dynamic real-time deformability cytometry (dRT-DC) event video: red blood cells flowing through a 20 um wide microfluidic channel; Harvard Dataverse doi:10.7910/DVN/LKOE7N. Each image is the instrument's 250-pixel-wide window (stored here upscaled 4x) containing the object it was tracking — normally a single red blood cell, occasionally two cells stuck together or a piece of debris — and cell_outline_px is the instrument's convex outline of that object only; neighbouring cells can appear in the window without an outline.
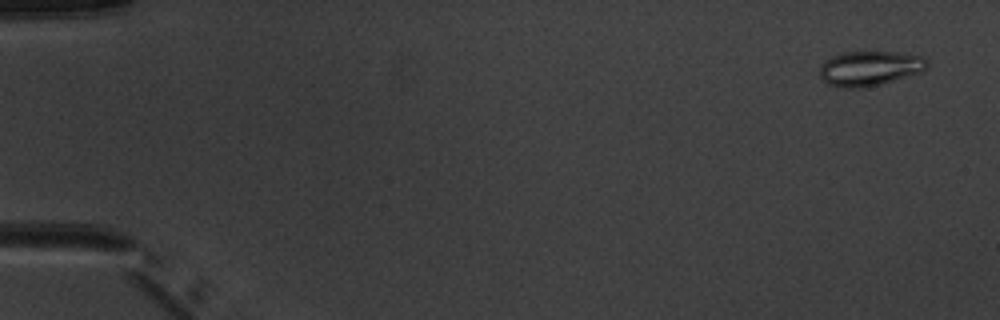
{"species": "common noctule bat (a hibernating species)", "species_latin": "Nyctalus noctula", "temperature_condition": "warm", "stored_images_in_passage": 9, "camera_frame_rate_fps": 3000, "um_per_image_px": 0.085, "animal": {"sex": "male", "body_mass_g": 20.1, "forearm_length_mm": 53.5}, "frame": {"image": 1, "passage_image": 1, "time_ms": 0.0, "image_size_px": [1000, 320], "cell_outline_px": [[928, 64], [924, 72], [880, 84], [864, 88], [844, 88], [828, 84], [820, 76], [820, 64], [832, 56], [840, 52], [900, 52], [924, 56], [928, 60]], "centroid_in_image_um": [73.96, 5.8], "position_along_channel_um": 11.0, "area_um2": 22.08}}
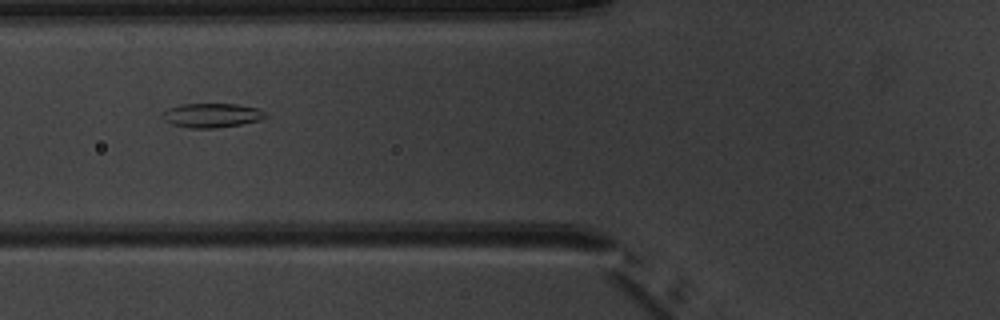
{"frame": {"image": 2, "passage_image": 6, "time_ms": 6.0, "image_size_px": [1000, 320], "cell_outline_px": [[268, 116], [260, 120], [240, 124], [212, 128], [188, 128], [172, 124], [164, 120], [160, 116], [168, 108], [180, 104], [236, 104], [260, 108]], "centroid_in_image_um": [17.99, 9.8], "position_along_channel_um": 107.8, "area_um2": 14.57}}
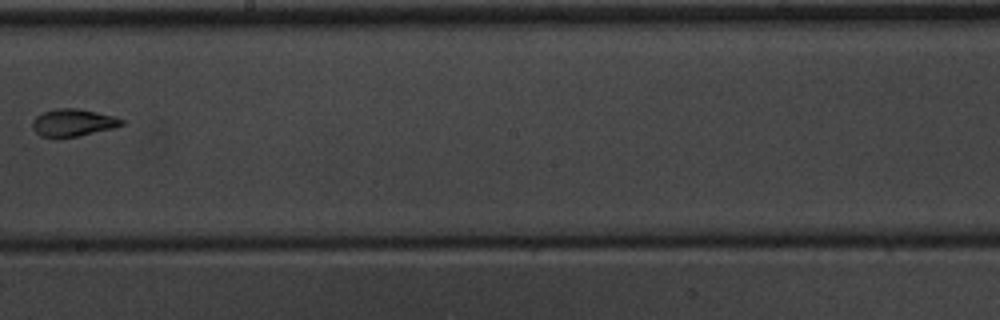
{"frame": {"image": 3, "passage_image": 9, "time_ms": 9.333, "image_size_px": [1000, 320], "cell_outline_px": [[124, 124], [112, 128], [80, 136], [56, 140], [40, 136], [32, 128], [32, 120], [36, 116], [44, 112], [56, 108], [76, 108], [116, 116], [124, 120]], "centroid_in_image_um": [6.17, 10.46], "position_along_channel_um": 242.0, "area_um2": 14.62}}